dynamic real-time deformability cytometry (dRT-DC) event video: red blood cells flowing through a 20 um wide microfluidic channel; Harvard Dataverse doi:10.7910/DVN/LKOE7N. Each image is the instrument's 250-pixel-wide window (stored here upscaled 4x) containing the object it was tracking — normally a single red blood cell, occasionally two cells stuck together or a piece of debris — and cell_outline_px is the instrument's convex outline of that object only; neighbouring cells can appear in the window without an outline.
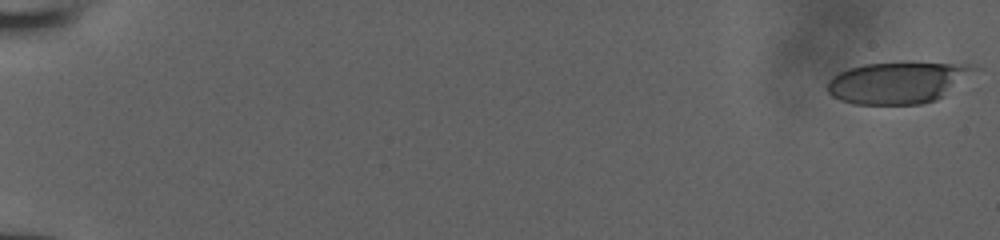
{"species": "human", "species_latin": "Homo sapiens", "temperature_condition": "room temperature", "stored_images_in_passage": 53, "camera_frame_rate_fps": 3000, "um_per_image_px": 0.085, "donor": {"sex": "male"}, "frame": {"image": 1, "passage_image": 1, "time_ms": 0.0, "image_size_px": [1000, 240], "cell_outline_px": [[980, 68], [944, 96], [936, 100], [920, 104], [856, 104], [840, 100], [832, 96], [828, 92], [828, 80], [832, 76], [848, 68], [864, 64], [976, 64]], "centroid_in_image_um": [76.32, 7.04], "position_along_channel_um": 8.7, "area_um2": 35.14}}
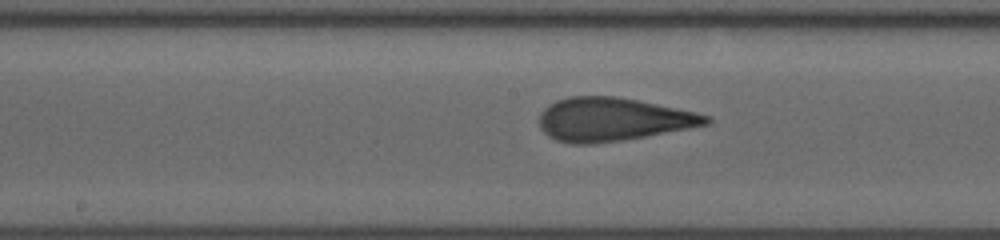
{"frame": {"image": 2, "passage_image": 30, "time_ms": 9.667, "image_size_px": [1000, 240], "cell_outline_px": [[712, 120], [708, 124], [688, 128], [624, 140], [592, 144], [572, 144], [556, 140], [548, 136], [540, 128], [540, 112], [548, 104], [556, 100], [568, 96], [612, 96], [636, 100], [696, 112], [712, 116]], "centroid_in_image_um": [52.05, 10.15], "position_along_channel_um": 196.2, "area_um2": 42.08}}
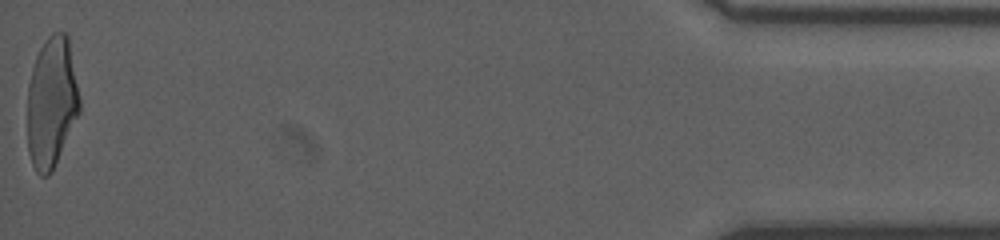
{"frame": {"image": 3, "passage_image": 53, "time_ms": 17.333, "image_size_px": [1000, 240], "cell_outline_px": [[80, 112], [52, 172], [48, 176], [40, 176], [36, 172], [32, 164], [28, 152], [28, 84], [32, 68], [36, 56], [40, 48], [48, 36], [52, 32], [64, 32], [68, 36], [80, 100]], "centroid_in_image_um": [4.38, 8.72], "position_along_channel_um": 430.8, "area_um2": 39.82}}